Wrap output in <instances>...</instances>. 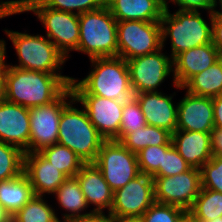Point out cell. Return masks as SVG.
<instances>
[{
	"instance_id": "836d02e7",
	"label": "cell",
	"mask_w": 222,
	"mask_h": 222,
	"mask_svg": "<svg viewBox=\"0 0 222 222\" xmlns=\"http://www.w3.org/2000/svg\"><path fill=\"white\" fill-rule=\"evenodd\" d=\"M46 7L58 11L83 14L99 9L105 5V0H40Z\"/></svg>"
},
{
	"instance_id": "83f0119b",
	"label": "cell",
	"mask_w": 222,
	"mask_h": 222,
	"mask_svg": "<svg viewBox=\"0 0 222 222\" xmlns=\"http://www.w3.org/2000/svg\"><path fill=\"white\" fill-rule=\"evenodd\" d=\"M39 153L67 177H75L84 164L75 152L59 143L45 147Z\"/></svg>"
},
{
	"instance_id": "6da1fadb",
	"label": "cell",
	"mask_w": 222,
	"mask_h": 222,
	"mask_svg": "<svg viewBox=\"0 0 222 222\" xmlns=\"http://www.w3.org/2000/svg\"><path fill=\"white\" fill-rule=\"evenodd\" d=\"M72 78L8 66L5 100L27 108L47 105L70 86Z\"/></svg>"
},
{
	"instance_id": "f907efd6",
	"label": "cell",
	"mask_w": 222,
	"mask_h": 222,
	"mask_svg": "<svg viewBox=\"0 0 222 222\" xmlns=\"http://www.w3.org/2000/svg\"><path fill=\"white\" fill-rule=\"evenodd\" d=\"M2 55V40H0V56Z\"/></svg>"
},
{
	"instance_id": "bcb514c9",
	"label": "cell",
	"mask_w": 222,
	"mask_h": 222,
	"mask_svg": "<svg viewBox=\"0 0 222 222\" xmlns=\"http://www.w3.org/2000/svg\"><path fill=\"white\" fill-rule=\"evenodd\" d=\"M217 1H219V2H217ZM217 3H219L221 9L219 11L214 9L213 10V17H222V0H215V8L218 6Z\"/></svg>"
},
{
	"instance_id": "ac0fdd59",
	"label": "cell",
	"mask_w": 222,
	"mask_h": 222,
	"mask_svg": "<svg viewBox=\"0 0 222 222\" xmlns=\"http://www.w3.org/2000/svg\"><path fill=\"white\" fill-rule=\"evenodd\" d=\"M160 92H142L134 94V98L145 116L146 124L164 128L174 133L177 128V108L171 95Z\"/></svg>"
},
{
	"instance_id": "277c9868",
	"label": "cell",
	"mask_w": 222,
	"mask_h": 222,
	"mask_svg": "<svg viewBox=\"0 0 222 222\" xmlns=\"http://www.w3.org/2000/svg\"><path fill=\"white\" fill-rule=\"evenodd\" d=\"M76 103L73 99L62 110L58 143L75 152L84 163H94L105 139L89 120L85 109L73 106Z\"/></svg>"
},
{
	"instance_id": "7402d4cb",
	"label": "cell",
	"mask_w": 222,
	"mask_h": 222,
	"mask_svg": "<svg viewBox=\"0 0 222 222\" xmlns=\"http://www.w3.org/2000/svg\"><path fill=\"white\" fill-rule=\"evenodd\" d=\"M105 5L117 21H160L164 12L156 0H106Z\"/></svg>"
},
{
	"instance_id": "f1b7e54d",
	"label": "cell",
	"mask_w": 222,
	"mask_h": 222,
	"mask_svg": "<svg viewBox=\"0 0 222 222\" xmlns=\"http://www.w3.org/2000/svg\"><path fill=\"white\" fill-rule=\"evenodd\" d=\"M10 222H62L55 209L47 203L43 196L34 197L19 211L10 217Z\"/></svg>"
},
{
	"instance_id": "74e56055",
	"label": "cell",
	"mask_w": 222,
	"mask_h": 222,
	"mask_svg": "<svg viewBox=\"0 0 222 222\" xmlns=\"http://www.w3.org/2000/svg\"><path fill=\"white\" fill-rule=\"evenodd\" d=\"M179 6V10L184 11H199L200 9L208 10V13H213L215 9V0H171Z\"/></svg>"
},
{
	"instance_id": "7bdbcfd3",
	"label": "cell",
	"mask_w": 222,
	"mask_h": 222,
	"mask_svg": "<svg viewBox=\"0 0 222 222\" xmlns=\"http://www.w3.org/2000/svg\"><path fill=\"white\" fill-rule=\"evenodd\" d=\"M214 128L222 129V95L213 98Z\"/></svg>"
},
{
	"instance_id": "4316f807",
	"label": "cell",
	"mask_w": 222,
	"mask_h": 222,
	"mask_svg": "<svg viewBox=\"0 0 222 222\" xmlns=\"http://www.w3.org/2000/svg\"><path fill=\"white\" fill-rule=\"evenodd\" d=\"M187 214L192 221H211L222 216V193L201 187Z\"/></svg>"
},
{
	"instance_id": "1f68e13d",
	"label": "cell",
	"mask_w": 222,
	"mask_h": 222,
	"mask_svg": "<svg viewBox=\"0 0 222 222\" xmlns=\"http://www.w3.org/2000/svg\"><path fill=\"white\" fill-rule=\"evenodd\" d=\"M186 215L180 207L154 202L141 218L144 222H180Z\"/></svg>"
},
{
	"instance_id": "e575fe53",
	"label": "cell",
	"mask_w": 222,
	"mask_h": 222,
	"mask_svg": "<svg viewBox=\"0 0 222 222\" xmlns=\"http://www.w3.org/2000/svg\"><path fill=\"white\" fill-rule=\"evenodd\" d=\"M200 171L201 187L222 193V157L212 156Z\"/></svg>"
},
{
	"instance_id": "7dc6e473",
	"label": "cell",
	"mask_w": 222,
	"mask_h": 222,
	"mask_svg": "<svg viewBox=\"0 0 222 222\" xmlns=\"http://www.w3.org/2000/svg\"><path fill=\"white\" fill-rule=\"evenodd\" d=\"M162 7H164V9L168 10V0H156ZM171 1V0H170Z\"/></svg>"
},
{
	"instance_id": "9c48e42d",
	"label": "cell",
	"mask_w": 222,
	"mask_h": 222,
	"mask_svg": "<svg viewBox=\"0 0 222 222\" xmlns=\"http://www.w3.org/2000/svg\"><path fill=\"white\" fill-rule=\"evenodd\" d=\"M94 163L113 192L141 174L137 154L116 140L102 143Z\"/></svg>"
},
{
	"instance_id": "8992f818",
	"label": "cell",
	"mask_w": 222,
	"mask_h": 222,
	"mask_svg": "<svg viewBox=\"0 0 222 222\" xmlns=\"http://www.w3.org/2000/svg\"><path fill=\"white\" fill-rule=\"evenodd\" d=\"M11 40L18 56L19 65H9L16 68L61 74L59 70L67 58L57 49L53 42L42 35L4 30ZM59 72V73H58Z\"/></svg>"
},
{
	"instance_id": "2e32d148",
	"label": "cell",
	"mask_w": 222,
	"mask_h": 222,
	"mask_svg": "<svg viewBox=\"0 0 222 222\" xmlns=\"http://www.w3.org/2000/svg\"><path fill=\"white\" fill-rule=\"evenodd\" d=\"M29 108L6 100L0 102V141L29 153Z\"/></svg>"
},
{
	"instance_id": "44dd1931",
	"label": "cell",
	"mask_w": 222,
	"mask_h": 222,
	"mask_svg": "<svg viewBox=\"0 0 222 222\" xmlns=\"http://www.w3.org/2000/svg\"><path fill=\"white\" fill-rule=\"evenodd\" d=\"M172 144L192 168L201 169L212 158L210 133L176 130Z\"/></svg>"
},
{
	"instance_id": "f546056e",
	"label": "cell",
	"mask_w": 222,
	"mask_h": 222,
	"mask_svg": "<svg viewBox=\"0 0 222 222\" xmlns=\"http://www.w3.org/2000/svg\"><path fill=\"white\" fill-rule=\"evenodd\" d=\"M24 155L18 147L0 141V181L23 173Z\"/></svg>"
},
{
	"instance_id": "ffe728a7",
	"label": "cell",
	"mask_w": 222,
	"mask_h": 222,
	"mask_svg": "<svg viewBox=\"0 0 222 222\" xmlns=\"http://www.w3.org/2000/svg\"><path fill=\"white\" fill-rule=\"evenodd\" d=\"M75 177L79 182L87 204L95 206L92 211L103 212L107 208L108 213H110L113 202V191L95 163H84Z\"/></svg>"
},
{
	"instance_id": "d6986e66",
	"label": "cell",
	"mask_w": 222,
	"mask_h": 222,
	"mask_svg": "<svg viewBox=\"0 0 222 222\" xmlns=\"http://www.w3.org/2000/svg\"><path fill=\"white\" fill-rule=\"evenodd\" d=\"M37 196L54 193L68 178L39 152L25 153L24 170Z\"/></svg>"
},
{
	"instance_id": "d6a6232c",
	"label": "cell",
	"mask_w": 222,
	"mask_h": 222,
	"mask_svg": "<svg viewBox=\"0 0 222 222\" xmlns=\"http://www.w3.org/2000/svg\"><path fill=\"white\" fill-rule=\"evenodd\" d=\"M170 145L148 146L137 153L140 173L154 176L162 165L163 152Z\"/></svg>"
},
{
	"instance_id": "52a82bcc",
	"label": "cell",
	"mask_w": 222,
	"mask_h": 222,
	"mask_svg": "<svg viewBox=\"0 0 222 222\" xmlns=\"http://www.w3.org/2000/svg\"><path fill=\"white\" fill-rule=\"evenodd\" d=\"M70 87L74 99L82 104L89 120L105 140L119 141L120 125L125 101L88 94L72 78Z\"/></svg>"
},
{
	"instance_id": "9a60e30c",
	"label": "cell",
	"mask_w": 222,
	"mask_h": 222,
	"mask_svg": "<svg viewBox=\"0 0 222 222\" xmlns=\"http://www.w3.org/2000/svg\"><path fill=\"white\" fill-rule=\"evenodd\" d=\"M176 104V130L210 133L214 129L213 98L193 95L186 91L183 99Z\"/></svg>"
},
{
	"instance_id": "ee69618b",
	"label": "cell",
	"mask_w": 222,
	"mask_h": 222,
	"mask_svg": "<svg viewBox=\"0 0 222 222\" xmlns=\"http://www.w3.org/2000/svg\"><path fill=\"white\" fill-rule=\"evenodd\" d=\"M113 222H144L141 217L113 218Z\"/></svg>"
},
{
	"instance_id": "ba28073f",
	"label": "cell",
	"mask_w": 222,
	"mask_h": 222,
	"mask_svg": "<svg viewBox=\"0 0 222 222\" xmlns=\"http://www.w3.org/2000/svg\"><path fill=\"white\" fill-rule=\"evenodd\" d=\"M73 99V92L69 86L53 102L29 108V153L40 152L43 148L58 143L60 115Z\"/></svg>"
},
{
	"instance_id": "4dcf8cb0",
	"label": "cell",
	"mask_w": 222,
	"mask_h": 222,
	"mask_svg": "<svg viewBox=\"0 0 222 222\" xmlns=\"http://www.w3.org/2000/svg\"><path fill=\"white\" fill-rule=\"evenodd\" d=\"M146 124L145 116L141 111L138 101L133 97L124 102L120 125L119 141L127 134Z\"/></svg>"
},
{
	"instance_id": "484cf974",
	"label": "cell",
	"mask_w": 222,
	"mask_h": 222,
	"mask_svg": "<svg viewBox=\"0 0 222 222\" xmlns=\"http://www.w3.org/2000/svg\"><path fill=\"white\" fill-rule=\"evenodd\" d=\"M120 142L128 150L137 154L148 146L171 145L172 133L164 128L145 125L143 128L127 133Z\"/></svg>"
},
{
	"instance_id": "d590c367",
	"label": "cell",
	"mask_w": 222,
	"mask_h": 222,
	"mask_svg": "<svg viewBox=\"0 0 222 222\" xmlns=\"http://www.w3.org/2000/svg\"><path fill=\"white\" fill-rule=\"evenodd\" d=\"M191 168L173 144H171L163 152L162 165H159V171L154 176H173L188 171Z\"/></svg>"
},
{
	"instance_id": "30bf717a",
	"label": "cell",
	"mask_w": 222,
	"mask_h": 222,
	"mask_svg": "<svg viewBox=\"0 0 222 222\" xmlns=\"http://www.w3.org/2000/svg\"><path fill=\"white\" fill-rule=\"evenodd\" d=\"M118 56L130 60L162 47L160 21H117Z\"/></svg>"
},
{
	"instance_id": "681fc988",
	"label": "cell",
	"mask_w": 222,
	"mask_h": 222,
	"mask_svg": "<svg viewBox=\"0 0 222 222\" xmlns=\"http://www.w3.org/2000/svg\"><path fill=\"white\" fill-rule=\"evenodd\" d=\"M180 222H192L190 216L187 214Z\"/></svg>"
},
{
	"instance_id": "7a4b0ae2",
	"label": "cell",
	"mask_w": 222,
	"mask_h": 222,
	"mask_svg": "<svg viewBox=\"0 0 222 222\" xmlns=\"http://www.w3.org/2000/svg\"><path fill=\"white\" fill-rule=\"evenodd\" d=\"M169 11V9H164L160 23L162 47L170 36L172 59L185 50L212 43L213 13H209V24L201 16L200 11L178 9L173 14Z\"/></svg>"
},
{
	"instance_id": "c3c4849f",
	"label": "cell",
	"mask_w": 222,
	"mask_h": 222,
	"mask_svg": "<svg viewBox=\"0 0 222 222\" xmlns=\"http://www.w3.org/2000/svg\"><path fill=\"white\" fill-rule=\"evenodd\" d=\"M192 222H222V216H218L211 221H192Z\"/></svg>"
},
{
	"instance_id": "b9f144b4",
	"label": "cell",
	"mask_w": 222,
	"mask_h": 222,
	"mask_svg": "<svg viewBox=\"0 0 222 222\" xmlns=\"http://www.w3.org/2000/svg\"><path fill=\"white\" fill-rule=\"evenodd\" d=\"M210 136L212 156L222 157V129L214 128Z\"/></svg>"
},
{
	"instance_id": "8d00e7d4",
	"label": "cell",
	"mask_w": 222,
	"mask_h": 222,
	"mask_svg": "<svg viewBox=\"0 0 222 222\" xmlns=\"http://www.w3.org/2000/svg\"><path fill=\"white\" fill-rule=\"evenodd\" d=\"M33 0L0 1V19L24 12H29Z\"/></svg>"
},
{
	"instance_id": "5b68a950",
	"label": "cell",
	"mask_w": 222,
	"mask_h": 222,
	"mask_svg": "<svg viewBox=\"0 0 222 222\" xmlns=\"http://www.w3.org/2000/svg\"><path fill=\"white\" fill-rule=\"evenodd\" d=\"M78 52L89 59L118 56L117 20L106 5L79 15Z\"/></svg>"
},
{
	"instance_id": "7c38bea8",
	"label": "cell",
	"mask_w": 222,
	"mask_h": 222,
	"mask_svg": "<svg viewBox=\"0 0 222 222\" xmlns=\"http://www.w3.org/2000/svg\"><path fill=\"white\" fill-rule=\"evenodd\" d=\"M155 202L174 205L188 212L201 189V171L191 168L173 176H153Z\"/></svg>"
},
{
	"instance_id": "f35d334b",
	"label": "cell",
	"mask_w": 222,
	"mask_h": 222,
	"mask_svg": "<svg viewBox=\"0 0 222 222\" xmlns=\"http://www.w3.org/2000/svg\"><path fill=\"white\" fill-rule=\"evenodd\" d=\"M66 222H113V217L109 213L106 215L104 212H92L88 215L71 218Z\"/></svg>"
},
{
	"instance_id": "8fae6325",
	"label": "cell",
	"mask_w": 222,
	"mask_h": 222,
	"mask_svg": "<svg viewBox=\"0 0 222 222\" xmlns=\"http://www.w3.org/2000/svg\"><path fill=\"white\" fill-rule=\"evenodd\" d=\"M29 11H32L42 22L46 28V36L68 60L69 52L78 49L79 15L51 9L41 1L33 2Z\"/></svg>"
},
{
	"instance_id": "603a6c76",
	"label": "cell",
	"mask_w": 222,
	"mask_h": 222,
	"mask_svg": "<svg viewBox=\"0 0 222 222\" xmlns=\"http://www.w3.org/2000/svg\"><path fill=\"white\" fill-rule=\"evenodd\" d=\"M34 195L24 172L15 178L0 181V204L9 217L27 204Z\"/></svg>"
},
{
	"instance_id": "4fadbf2b",
	"label": "cell",
	"mask_w": 222,
	"mask_h": 222,
	"mask_svg": "<svg viewBox=\"0 0 222 222\" xmlns=\"http://www.w3.org/2000/svg\"><path fill=\"white\" fill-rule=\"evenodd\" d=\"M163 47L147 55L126 60L133 93L157 92V88L173 73V59L162 53Z\"/></svg>"
},
{
	"instance_id": "e0dca14e",
	"label": "cell",
	"mask_w": 222,
	"mask_h": 222,
	"mask_svg": "<svg viewBox=\"0 0 222 222\" xmlns=\"http://www.w3.org/2000/svg\"><path fill=\"white\" fill-rule=\"evenodd\" d=\"M221 58L213 43L185 50L173 59V85L182 87L191 77L206 70Z\"/></svg>"
},
{
	"instance_id": "5bb4252c",
	"label": "cell",
	"mask_w": 222,
	"mask_h": 222,
	"mask_svg": "<svg viewBox=\"0 0 222 222\" xmlns=\"http://www.w3.org/2000/svg\"><path fill=\"white\" fill-rule=\"evenodd\" d=\"M154 202L153 178L141 173L113 192L109 214L113 218L141 217Z\"/></svg>"
},
{
	"instance_id": "d4e9b609",
	"label": "cell",
	"mask_w": 222,
	"mask_h": 222,
	"mask_svg": "<svg viewBox=\"0 0 222 222\" xmlns=\"http://www.w3.org/2000/svg\"><path fill=\"white\" fill-rule=\"evenodd\" d=\"M180 89L210 98L222 95V57L206 70L191 77Z\"/></svg>"
},
{
	"instance_id": "f6af8a7d",
	"label": "cell",
	"mask_w": 222,
	"mask_h": 222,
	"mask_svg": "<svg viewBox=\"0 0 222 222\" xmlns=\"http://www.w3.org/2000/svg\"><path fill=\"white\" fill-rule=\"evenodd\" d=\"M0 222H10V217L5 212L1 204H0Z\"/></svg>"
},
{
	"instance_id": "3957f363",
	"label": "cell",
	"mask_w": 222,
	"mask_h": 222,
	"mask_svg": "<svg viewBox=\"0 0 222 222\" xmlns=\"http://www.w3.org/2000/svg\"><path fill=\"white\" fill-rule=\"evenodd\" d=\"M93 69L81 81L74 80L91 95L117 101H127L134 97L130 83V73L125 59L115 57L91 58Z\"/></svg>"
},
{
	"instance_id": "cb8c5ba5",
	"label": "cell",
	"mask_w": 222,
	"mask_h": 222,
	"mask_svg": "<svg viewBox=\"0 0 222 222\" xmlns=\"http://www.w3.org/2000/svg\"><path fill=\"white\" fill-rule=\"evenodd\" d=\"M58 201V204L68 213L63 214L62 222H66L71 218L88 215L93 211L81 213L88 207L86 198L82 193L79 182L76 177H68L59 188L53 193Z\"/></svg>"
},
{
	"instance_id": "ab89813d",
	"label": "cell",
	"mask_w": 222,
	"mask_h": 222,
	"mask_svg": "<svg viewBox=\"0 0 222 222\" xmlns=\"http://www.w3.org/2000/svg\"><path fill=\"white\" fill-rule=\"evenodd\" d=\"M6 42L2 39V55L0 56V102L5 100V83L8 64L5 63L6 58Z\"/></svg>"
},
{
	"instance_id": "60d3db41",
	"label": "cell",
	"mask_w": 222,
	"mask_h": 222,
	"mask_svg": "<svg viewBox=\"0 0 222 222\" xmlns=\"http://www.w3.org/2000/svg\"><path fill=\"white\" fill-rule=\"evenodd\" d=\"M212 43L222 57V17H212Z\"/></svg>"
}]
</instances>
